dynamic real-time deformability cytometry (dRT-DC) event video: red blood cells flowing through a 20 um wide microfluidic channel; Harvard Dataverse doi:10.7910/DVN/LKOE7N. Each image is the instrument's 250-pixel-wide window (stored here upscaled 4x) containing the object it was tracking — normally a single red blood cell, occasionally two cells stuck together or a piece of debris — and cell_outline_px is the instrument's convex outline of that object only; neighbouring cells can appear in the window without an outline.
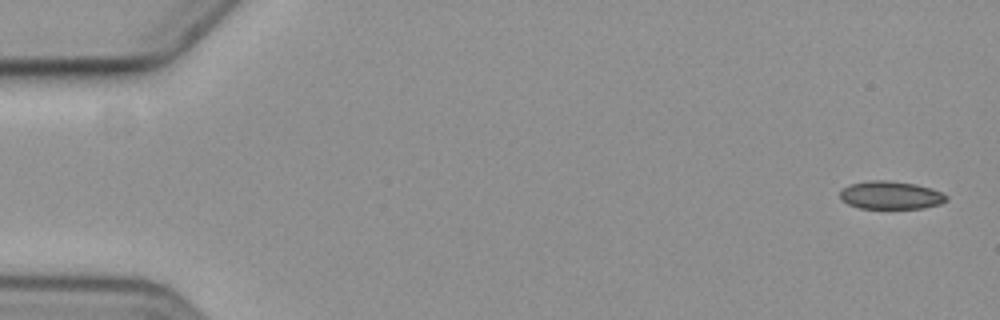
{"species": "common noctule bat (a hibernating species)", "species_latin": "Nyctalus noctula", "temperature_condition": "cold", "stored_images_in_passage": 5, "camera_frame_rate_fps": 3000, "um_per_image_px": 0.085, "animal": {"sex": "female", "body_mass_g": 19.3, "forearm_length_mm": 54.1}, "frame": {"image": 1, "passage_image": 1, "time_ms": 0.0, "image_size_px": [1000, 320], "cell_outline_px": [[948, 200], [940, 204], [924, 208], [860, 208], [848, 204], [840, 196], [840, 192], [844, 188], [852, 184], [868, 180], [888, 180], [916, 184], [932, 188], [948, 196]], "centroid_in_image_um": [75.75, 16.59], "position_along_channel_um": 9.2, "area_um2": 17.28}}
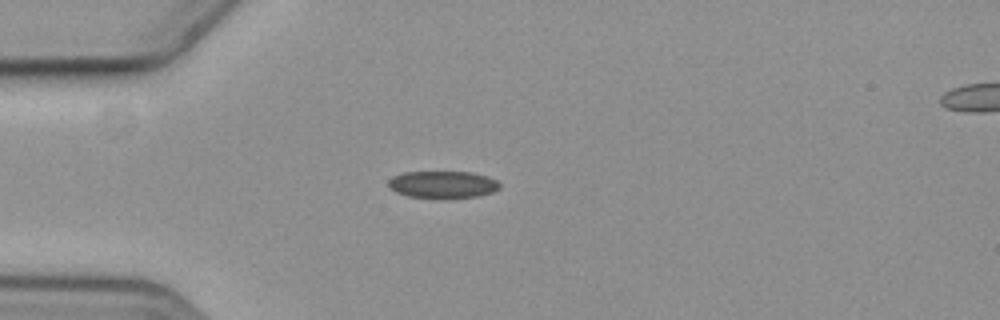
{"frame": {"image": 2, "passage_image": 5, "time_ms": 4.667, "image_size_px": [1000, 320], "cell_outline_px": [[500, 188], [492, 192], [480, 196], [448, 200], [436, 200], [408, 196], [396, 192], [388, 184], [388, 180], [392, 176], [404, 172], [472, 172], [488, 176], [496, 180], [500, 184]], "centroid_in_image_um": [37.65, 15.72], "position_along_channel_um": 47.3, "area_um2": 18.26}}